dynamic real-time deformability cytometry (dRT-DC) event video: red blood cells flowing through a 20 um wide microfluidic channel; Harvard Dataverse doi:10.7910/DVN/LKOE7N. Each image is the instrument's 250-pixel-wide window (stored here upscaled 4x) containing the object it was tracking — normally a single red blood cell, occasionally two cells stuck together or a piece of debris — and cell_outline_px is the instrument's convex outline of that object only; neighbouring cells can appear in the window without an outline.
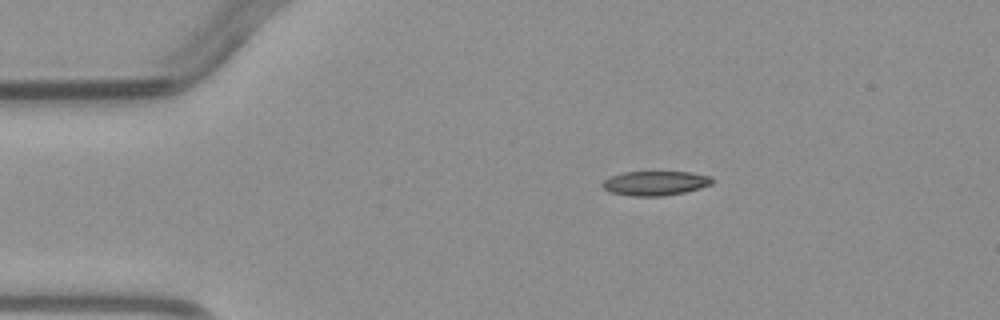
{"species": "common noctule bat (a hibernating species)", "species_latin": "Nyctalus noctula", "temperature_condition": "warm", "stored_images_in_passage": 2, "camera_frame_rate_fps": 3000, "um_per_image_px": 0.085, "animal": {"sex": "male", "body_mass_g": 23.1, "forearm_length_mm": 52.7}, "frame": {"image": 1, "passage_image": 1, "time_ms": 0.0, "image_size_px": [1000, 320], "cell_outline_px": [[712, 184], [700, 188], [684, 192], [664, 196], [632, 196], [612, 192], [604, 188], [600, 184], [604, 180], [612, 176], [624, 172], [688, 172], [712, 176]], "centroid_in_image_um": [55.71, 15.57], "position_along_channel_um": 29.3, "area_um2": 15.49}}
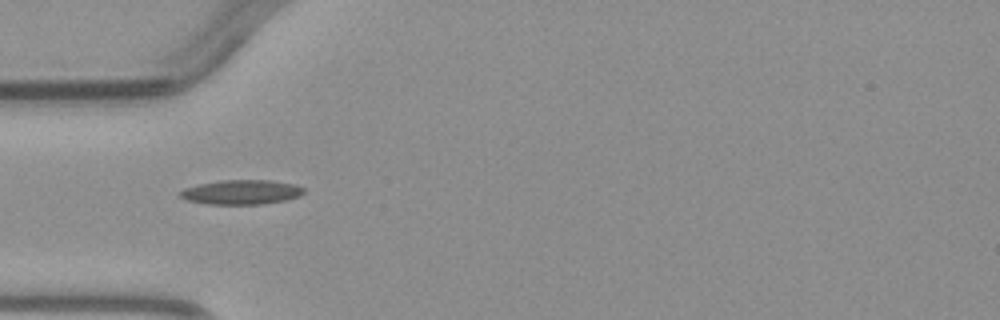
{"frame": {"image": 2, "passage_image": 2, "time_ms": 2.0, "image_size_px": [1000, 320], "cell_outline_px": [[304, 192], [300, 196], [284, 200], [264, 204], [208, 204], [188, 200], [180, 196], [180, 192], [184, 188], [200, 184], [220, 180], [268, 180], [292, 184], [304, 188]], "centroid_in_image_um": [20.52, 16.33], "position_along_channel_um": 64.5, "area_um2": 17.46}}